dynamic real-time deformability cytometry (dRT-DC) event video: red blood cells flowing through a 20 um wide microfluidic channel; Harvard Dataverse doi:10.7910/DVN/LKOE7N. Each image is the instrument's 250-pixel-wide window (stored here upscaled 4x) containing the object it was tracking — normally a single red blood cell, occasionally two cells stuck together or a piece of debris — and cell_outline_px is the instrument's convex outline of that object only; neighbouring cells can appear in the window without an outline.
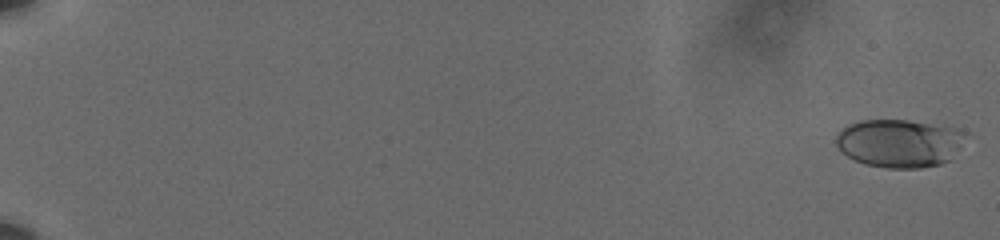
{"species": "human", "species_latin": "Homo sapiens", "temperature_condition": "cold", "stored_images_in_passage": 62, "camera_frame_rate_fps": 3000, "um_per_image_px": 0.085, "donor": {"sex": "male"}, "frame": {"image": 1, "passage_image": 2, "time_ms": 0.333, "image_size_px": [1000, 240], "cell_outline_px": [[964, 132], [952, 160], [940, 164], [920, 168], [884, 168], [864, 164], [848, 156], [836, 144], [836, 136], [848, 124], [860, 120], [908, 120], [956, 128]], "centroid_in_image_um": [76.42, 12.18], "position_along_channel_um": 8.6, "area_um2": 35.89}}
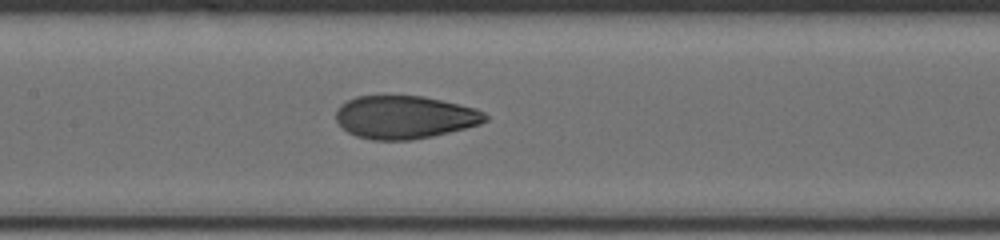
{"frame": {"image": 2, "passage_image": 34, "time_ms": 11.0, "image_size_px": [1000, 240], "cell_outline_px": [[488, 120], [480, 124], [432, 136], [412, 140], [372, 140], [356, 136], [348, 132], [336, 120], [336, 112], [340, 104], [356, 96], [424, 96], [476, 108], [484, 112], [488, 116]], "centroid_in_image_um": [34.4, 9.96], "position_along_channel_um": 173.0, "area_um2": 37.34}}
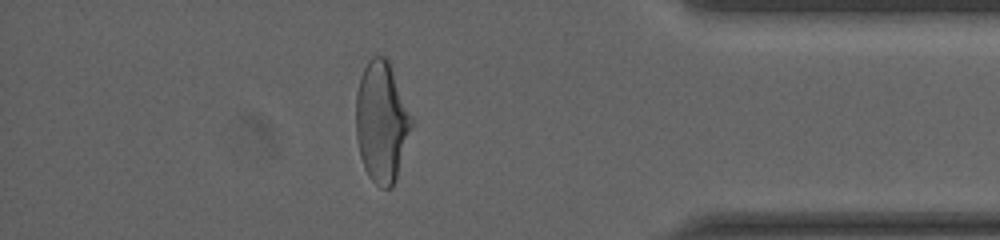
{"frame": {"image": 3, "passage_image": 55, "time_ms": 18.0, "image_size_px": [1000, 240], "cell_outline_px": [[412, 124], [396, 180], [392, 188], [380, 188], [368, 176], [364, 168], [360, 156], [356, 136], [356, 92], [360, 76], [368, 60], [372, 56], [384, 56], [388, 60], [412, 116]], "centroid_in_image_um": [32.42, 10.37], "position_along_channel_um": 402.8, "area_um2": 39.02}, "authors_computed_cell_mechanics": {"area_um2": 37.1076, "velocity_mm_per_s": 3.613, "shape_relaxation_time_tau1_ms": 4.5365, "shape_relaxation_time_tau2_ms": 1.1054, "deformation_change_tau1": 0.1864, "deformation_change_tau2": 0.0702}}